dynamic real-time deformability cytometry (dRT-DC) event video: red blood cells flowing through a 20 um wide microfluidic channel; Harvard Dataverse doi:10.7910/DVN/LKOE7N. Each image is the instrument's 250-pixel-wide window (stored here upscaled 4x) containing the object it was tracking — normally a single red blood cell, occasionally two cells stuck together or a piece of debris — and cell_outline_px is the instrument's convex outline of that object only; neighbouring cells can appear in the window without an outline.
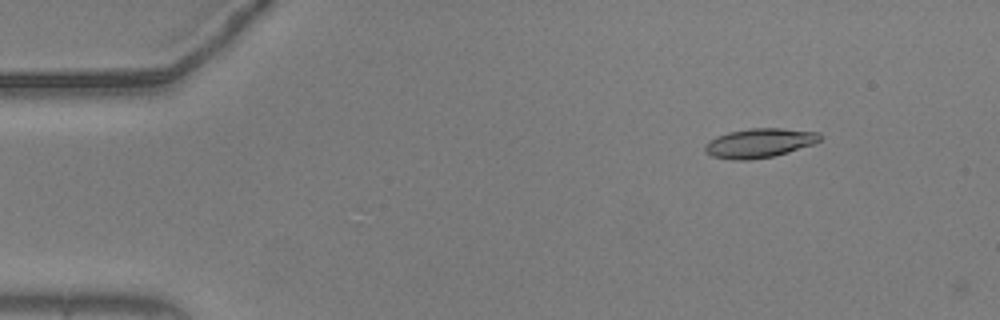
{"species": "common noctule bat (a hibernating species)", "species_latin": "Nyctalus noctula", "temperature_condition": "warm", "stored_images_in_passage": 2, "camera_frame_rate_fps": 3000, "um_per_image_px": 0.085, "animal": {"sex": "male", "body_mass_g": 20.5, "forearm_length_mm": 52.5}, "frame": {"image": 1, "passage_image": 1, "time_ms": 0.0, "image_size_px": [1000, 320], "cell_outline_px": [[824, 136], [820, 140], [812, 144], [788, 152], [772, 156], [748, 160], [732, 160], [712, 156], [704, 152], [704, 144], [708, 140], [716, 136], [728, 132], [752, 128], [780, 128], [820, 132]], "centroid_in_image_um": [64.52, 12.15], "position_along_channel_um": 20.5, "area_um2": 19.71}}